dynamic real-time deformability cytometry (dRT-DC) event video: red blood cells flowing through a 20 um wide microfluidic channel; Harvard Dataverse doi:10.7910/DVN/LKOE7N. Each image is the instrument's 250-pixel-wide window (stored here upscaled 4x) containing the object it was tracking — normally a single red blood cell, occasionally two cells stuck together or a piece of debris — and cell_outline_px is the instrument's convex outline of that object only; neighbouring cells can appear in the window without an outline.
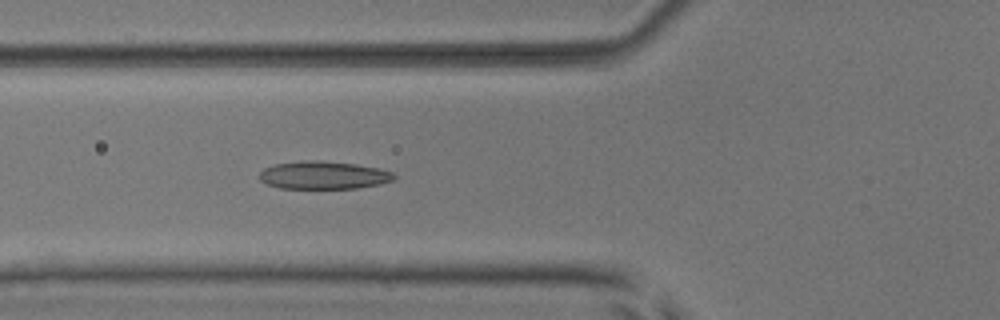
{"species": "common noctule bat (a hibernating species)", "species_latin": "Nyctalus noctula", "temperature_condition": "room temperature", "stored_images_in_passage": 53, "camera_frame_rate_fps": 3000, "um_per_image_px": 0.085, "animal": {"sex": "male", "body_mass_g": 17.9, "forearm_length_mm": 54.2}, "frame": {"image": 1, "passage_image": 20, "time_ms": 6.333, "image_size_px": [1000, 320], "cell_outline_px": [[396, 176], [392, 180], [380, 184], [356, 188], [280, 188], [268, 184], [260, 180], [260, 172], [264, 168], [276, 164], [304, 160], [320, 160], [356, 164], [380, 168], [392, 172]], "centroid_in_image_um": [27.51, 14.88], "position_along_channel_um": 98.3, "area_um2": 21.79}}
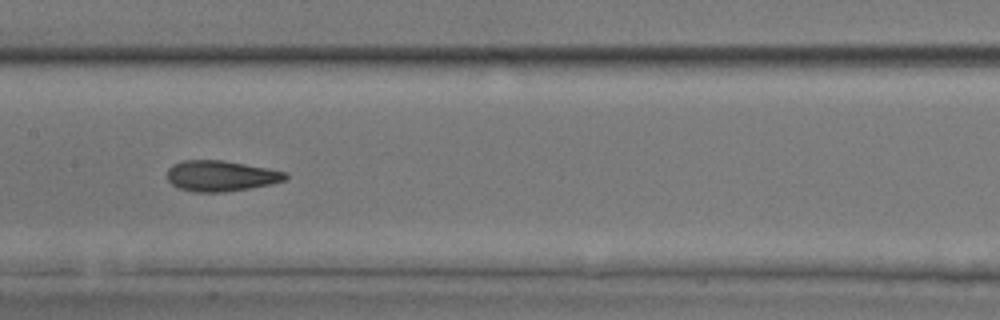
{"frame": {"image": 2, "passage_image": 27, "time_ms": 8.667, "image_size_px": [1000, 320], "cell_outline_px": [[288, 176], [284, 180], [272, 184], [224, 192], [192, 192], [180, 188], [172, 184], [168, 180], [168, 168], [172, 164], [180, 160], [224, 160], [268, 168], [288, 172]], "centroid_in_image_um": [18.77, 14.94], "position_along_channel_um": 188.6, "area_um2": 21.27}}
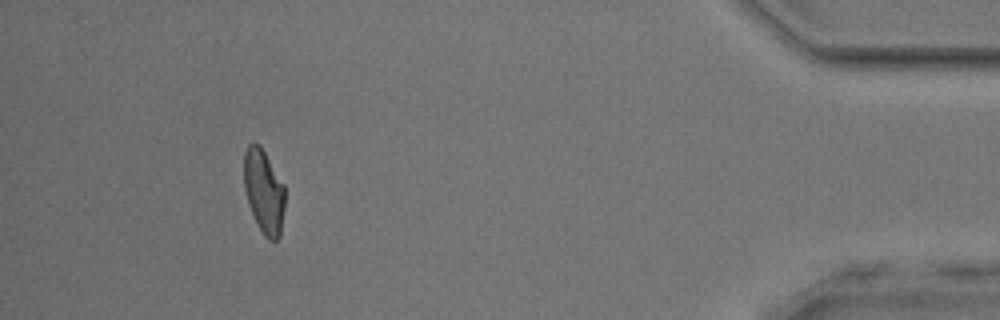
{"frame": {"image": 3, "passage_image": 49, "time_ms": 16.0, "image_size_px": [1000, 320], "cell_outline_px": [[284, 208], [280, 236], [276, 240], [268, 240], [264, 236], [248, 204], [244, 188], [244, 152], [248, 144], [252, 140], [260, 144], [284, 184]], "centroid_in_image_um": [22.42, 16.22], "position_along_channel_um": 412.8, "area_um2": 20.11}, "authors_computed_cell_mechanics": {"area_um2": 21.2704, "velocity_mm_per_s": 3.8666, "shape_relaxation_time_tau1_ms": 5.4595, "shape_relaxation_time_tau2_ms": 1.539, "deformation_change_tau1": 0.1717, "deformation_change_tau2": 0.0775}}